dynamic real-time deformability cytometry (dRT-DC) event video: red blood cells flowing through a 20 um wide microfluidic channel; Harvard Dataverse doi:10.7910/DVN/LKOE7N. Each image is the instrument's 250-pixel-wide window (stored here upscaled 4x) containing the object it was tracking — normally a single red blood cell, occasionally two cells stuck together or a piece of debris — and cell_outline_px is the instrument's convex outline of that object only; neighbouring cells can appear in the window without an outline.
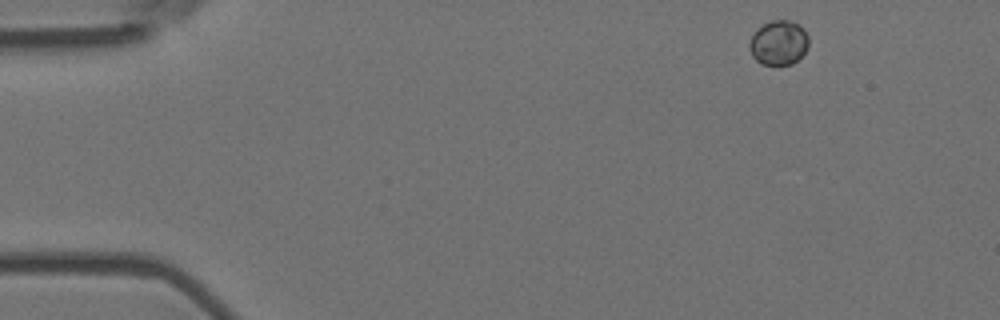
{"species": "Egyptian fruit bat (a non-hibernating species)", "species_latin": "Rousettus aegyptiacus", "temperature_condition": "room temperature", "stored_images_in_passage": 4, "camera_frame_rate_fps": 3000, "um_per_image_px": 0.085, "animal": {"sex": "female"}, "frame": {"image": 1, "passage_image": 1, "time_ms": 0.0, "image_size_px": [1000, 320], "cell_outline_px": [[808, 48], [792, 64], [760, 64], [752, 56], [748, 48], [748, 44], [752, 36], [764, 24], [772, 20], [788, 20], [804, 28], [808, 36]], "centroid_in_image_um": [66.18, 3.64], "position_along_channel_um": 18.8, "area_um2": 15.2}}
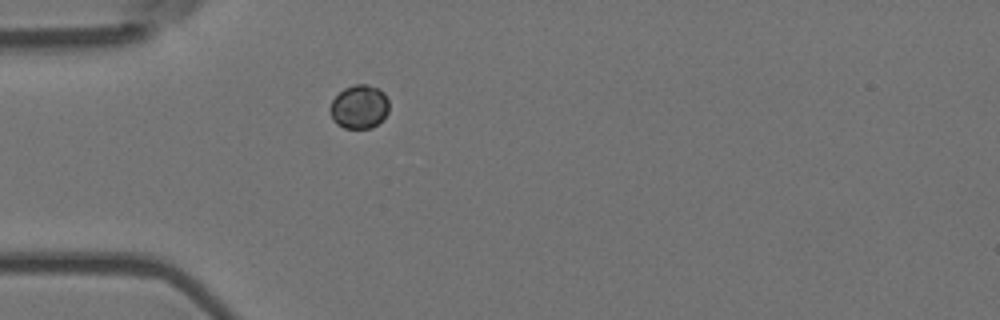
{"frame": {"image": 2, "passage_image": 4, "time_ms": 1.0, "image_size_px": [1000, 320], "cell_outline_px": [[388, 112], [372, 128], [344, 128], [336, 124], [332, 120], [328, 108], [332, 100], [344, 88], [356, 84], [368, 84], [380, 88], [384, 92], [388, 100]], "centroid_in_image_um": [30.51, 9.07], "position_along_channel_um": 54.5, "area_um2": 15.14}}